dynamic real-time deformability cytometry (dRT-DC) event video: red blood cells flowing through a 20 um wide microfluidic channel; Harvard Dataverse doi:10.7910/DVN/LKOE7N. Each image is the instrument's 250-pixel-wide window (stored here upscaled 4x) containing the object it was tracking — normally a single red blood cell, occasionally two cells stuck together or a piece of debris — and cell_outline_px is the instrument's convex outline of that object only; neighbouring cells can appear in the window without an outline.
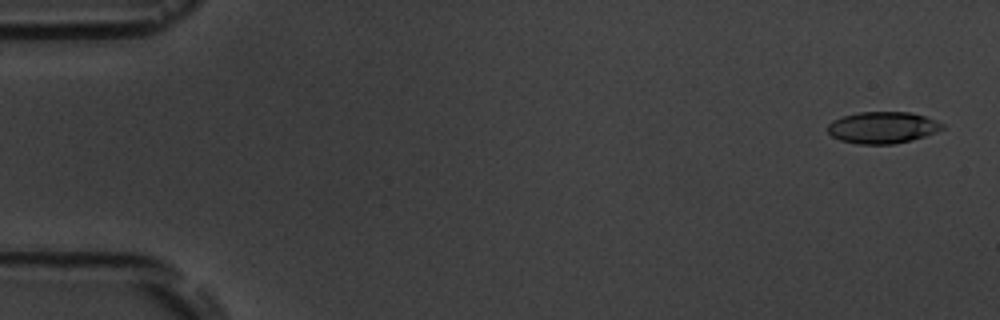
{"species": "common noctule bat (a hibernating species)", "species_latin": "Nyctalus noctula", "temperature_condition": "room temperature", "stored_images_in_passage": 5, "camera_frame_rate_fps": 3000, "um_per_image_px": 0.085, "animal": {"sex": "male", "body_mass_g": 19.5, "forearm_length_mm": 54.6}, "frame": {"image": 1, "passage_image": 1, "time_ms": 0.0, "image_size_px": [1000, 320], "cell_outline_px": [[944, 128], [936, 132], [912, 140], [892, 144], [856, 144], [840, 140], [832, 136], [828, 132], [828, 124], [832, 120], [844, 116], [860, 112], [912, 112], [936, 120], [944, 124]], "centroid_in_image_um": [75.02, 10.84], "position_along_channel_um": 10.0, "area_um2": 21.15}}